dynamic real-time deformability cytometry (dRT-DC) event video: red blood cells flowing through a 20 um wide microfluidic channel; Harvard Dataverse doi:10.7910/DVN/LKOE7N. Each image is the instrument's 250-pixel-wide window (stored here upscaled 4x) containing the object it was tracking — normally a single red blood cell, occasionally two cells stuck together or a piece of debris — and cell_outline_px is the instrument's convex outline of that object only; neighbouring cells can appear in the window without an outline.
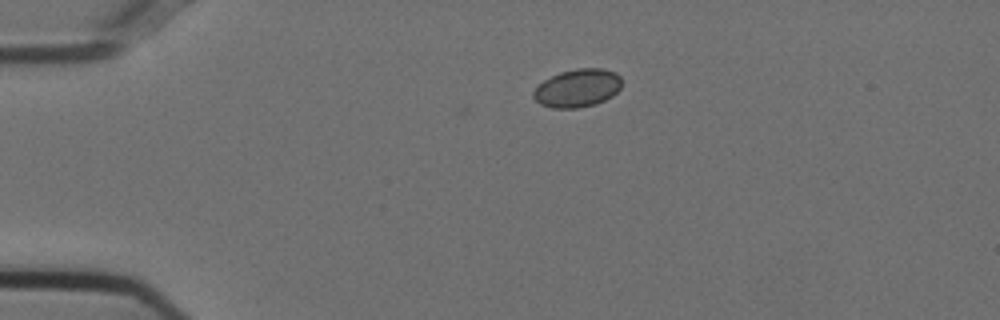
{"species": "Egyptian fruit bat (a non-hibernating species)", "species_latin": "Rousettus aegyptiacus", "temperature_condition": "cold", "stored_images_in_passage": 44, "camera_frame_rate_fps": 3000, "um_per_image_px": 0.085, "animal": {"sex": "female"}, "frame": {"image": 1, "passage_image": 1, "time_ms": 0.0, "image_size_px": [1000, 320], "cell_outline_px": [[620, 88], [612, 96], [596, 104], [580, 108], [552, 108], [540, 104], [532, 96], [532, 92], [544, 80], [560, 72], [576, 68], [604, 68], [616, 72], [620, 76]], "centroid_in_image_um": [49.09, 7.49], "position_along_channel_um": 35.9, "area_um2": 19.65}}
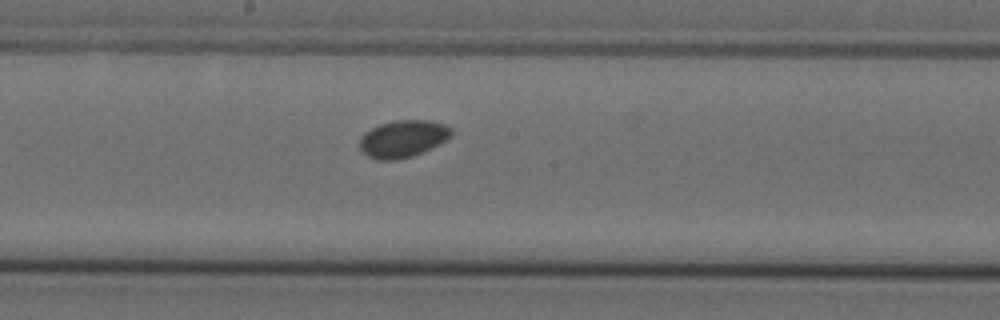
{"frame": {"image": 2, "passage_image": 19, "time_ms": 6.0, "image_size_px": [1000, 320], "cell_outline_px": [[452, 136], [440, 144], [412, 156], [396, 160], [376, 160], [368, 156], [360, 148], [360, 140], [364, 132], [380, 124], [396, 120], [428, 120], [444, 124], [452, 128]], "centroid_in_image_um": [34.27, 11.79], "position_along_channel_um": 213.9, "area_um2": 19.83}}
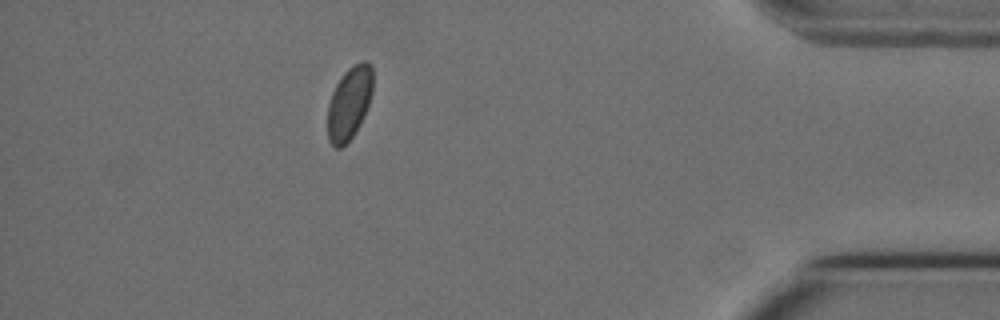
{"frame": {"image": 3, "passage_image": 38, "time_ms": 12.333, "image_size_px": [1000, 320], "cell_outline_px": [[372, 92], [368, 104], [360, 124], [352, 136], [340, 148], [336, 148], [328, 140], [328, 104], [332, 92], [336, 84], [344, 72], [348, 68], [364, 60], [368, 60], [372, 64]], "centroid_in_image_um": [29.69, 8.73], "position_along_channel_um": 405.5, "area_um2": 19.02}}